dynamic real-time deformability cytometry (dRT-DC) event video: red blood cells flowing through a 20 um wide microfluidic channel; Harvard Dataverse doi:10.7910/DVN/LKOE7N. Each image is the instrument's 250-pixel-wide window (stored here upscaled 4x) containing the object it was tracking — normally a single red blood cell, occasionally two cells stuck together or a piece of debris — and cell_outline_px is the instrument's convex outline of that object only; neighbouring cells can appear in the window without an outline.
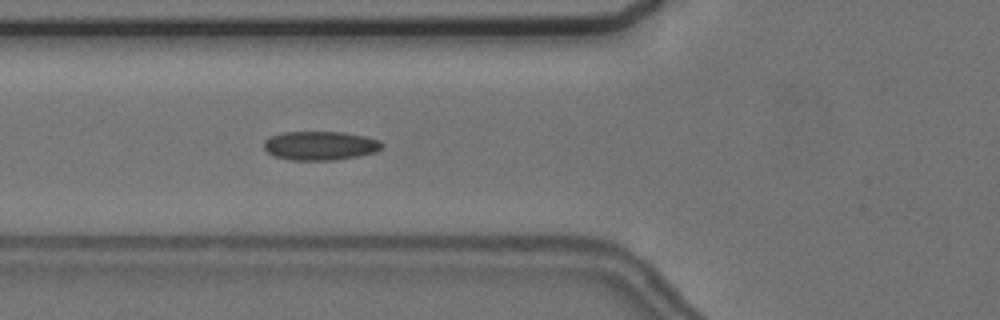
{"species": "common noctule bat (a hibernating species)", "species_latin": "Nyctalus noctula", "temperature_condition": "cold", "stored_images_in_passage": 42, "camera_frame_rate_fps": 3000, "um_per_image_px": 0.085, "animal": {"sex": "female", "body_mass_g": 24.6, "forearm_length_mm": 56.2}, "frame": {"image": 1, "passage_image": 7, "time_ms": 2.0, "image_size_px": [1000, 320], "cell_outline_px": [[384, 148], [376, 152], [360, 156], [336, 160], [288, 160], [272, 156], [264, 148], [264, 140], [268, 136], [280, 132], [344, 132], [364, 136], [380, 140], [384, 144]], "centroid_in_image_um": [27.22, 12.38], "position_along_channel_um": 98.6, "area_um2": 20.35}}
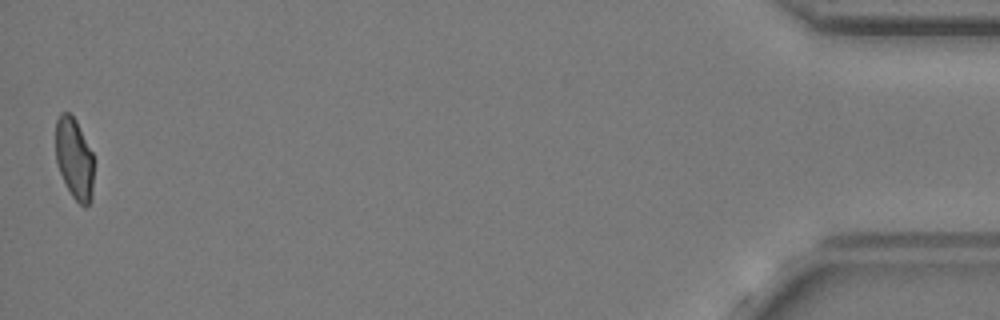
{"frame": {"image": 2, "passage_image": 42, "time_ms": 13.667, "image_size_px": [1000, 320], "cell_outline_px": [[92, 200], [84, 208], [72, 196], [60, 172], [56, 160], [56, 120], [60, 112], [68, 112], [76, 120], [92, 152]], "centroid_in_image_um": [6.3, 13.47], "position_along_channel_um": 428.9, "area_um2": 17.8}, "authors_computed_cell_mechanics": {"area_um2": 19.3341, "velocity_mm_per_s": 3.6323, "shape_relaxation_time_tau1_ms": null, "shape_relaxation_time_tau2_ms": 1.7751, "deformation_change_tau1": null, "deformation_change_tau2": 0.07}}